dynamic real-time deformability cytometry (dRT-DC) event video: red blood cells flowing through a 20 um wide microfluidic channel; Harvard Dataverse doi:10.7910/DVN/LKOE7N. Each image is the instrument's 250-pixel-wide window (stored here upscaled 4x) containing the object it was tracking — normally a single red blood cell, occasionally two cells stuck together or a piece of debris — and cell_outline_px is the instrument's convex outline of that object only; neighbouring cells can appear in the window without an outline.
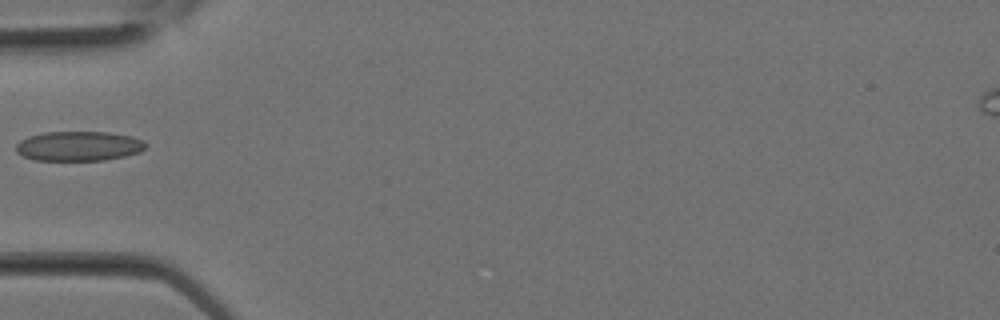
{"species": "Egyptian fruit bat (a non-hibernating species)", "species_latin": "Rousettus aegyptiacus", "temperature_condition": "room temperature", "stored_images_in_passage": 5, "camera_frame_rate_fps": 3000, "um_per_image_px": 0.085, "animal": {"sex": "female"}, "frame": {"image": 1, "passage_image": 2, "time_ms": 0.333, "image_size_px": [1000, 320], "cell_outline_px": [[148, 144], [140, 152], [124, 156], [104, 160], [36, 160], [24, 156], [16, 152], [16, 144], [20, 140], [28, 136], [44, 132], [108, 132], [132, 136], [144, 140]], "centroid_in_image_um": [6.7, 12.41], "position_along_channel_um": 78.3, "area_um2": 22.48}}
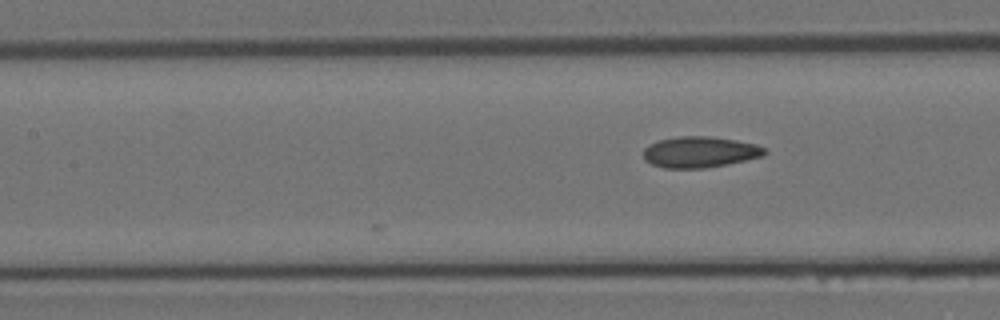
{"frame": {"image": 2, "passage_image": 5, "time_ms": 1.333, "image_size_px": [1000, 320], "cell_outline_px": [[768, 152], [764, 156], [704, 168], [664, 168], [652, 164], [644, 160], [644, 148], [648, 144], [656, 140], [680, 136], [708, 136], [736, 140], [756, 144], [764, 148]], "centroid_in_image_um": [59.45, 12.91], "position_along_channel_um": 147.9, "area_um2": 21.91}}